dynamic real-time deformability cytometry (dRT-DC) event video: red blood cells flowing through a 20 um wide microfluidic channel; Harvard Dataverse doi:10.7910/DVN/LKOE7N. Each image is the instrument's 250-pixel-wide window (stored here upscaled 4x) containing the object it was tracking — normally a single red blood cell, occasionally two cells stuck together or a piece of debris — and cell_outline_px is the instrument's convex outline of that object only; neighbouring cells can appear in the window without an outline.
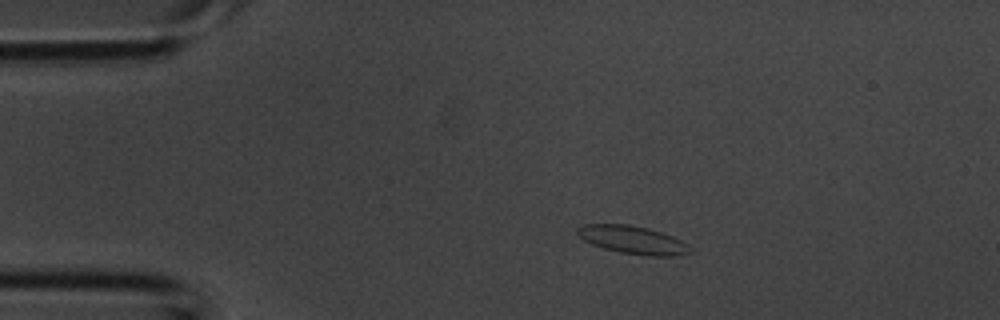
{"species": "common noctule bat (a hibernating species)", "species_latin": "Nyctalus noctula", "temperature_condition": "room temperature", "stored_images_in_passage": 2, "camera_frame_rate_fps": 3000, "um_per_image_px": 0.085, "animal": {"sex": "male", "body_mass_g": 20.1, "forearm_length_mm": 53.5}, "frame": {"image": 1, "passage_image": 1, "time_ms": 0.0, "image_size_px": [1000, 320], "cell_outline_px": [[692, 252], [680, 256], [648, 256], [620, 252], [604, 248], [592, 244], [584, 240], [576, 232], [576, 228], [584, 224], [628, 224], [648, 228], [672, 236], [688, 244]], "centroid_in_image_um": [53.8, 20.39], "position_along_channel_um": 31.2, "area_um2": 18.38}}